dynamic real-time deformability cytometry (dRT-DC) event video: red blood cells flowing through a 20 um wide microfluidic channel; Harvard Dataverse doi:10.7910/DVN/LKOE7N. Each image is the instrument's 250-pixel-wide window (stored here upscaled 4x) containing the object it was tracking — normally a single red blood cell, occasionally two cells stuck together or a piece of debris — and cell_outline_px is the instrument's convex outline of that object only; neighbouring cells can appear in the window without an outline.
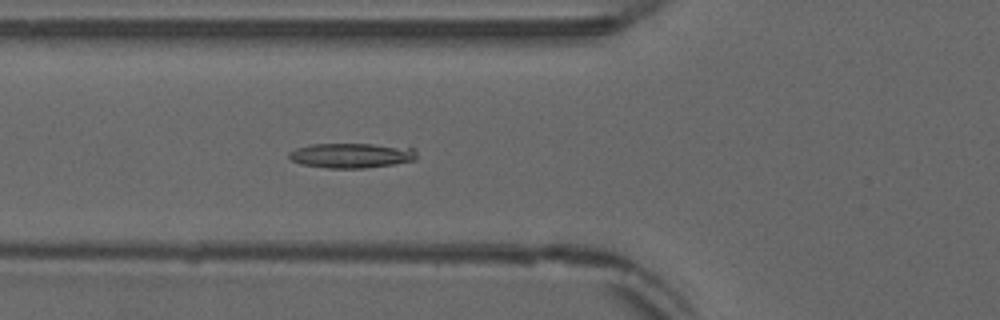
{"species": "common noctule bat (a hibernating species)", "species_latin": "Nyctalus noctula", "temperature_condition": "warm", "stored_images_in_passage": 43, "camera_frame_rate_fps": 3000, "um_per_image_px": 0.085, "animal": {"sex": "male", "forearm_length_mm": 52.5}, "frame": {"image": 1, "passage_image": 10, "time_ms": 3.0, "image_size_px": [1000, 320], "cell_outline_px": [[416, 160], [392, 164], [364, 168], [328, 168], [300, 164], [292, 160], [288, 156], [288, 152], [296, 148], [312, 144], [372, 144], [416, 148]], "centroid_in_image_um": [29.87, 13.21], "position_along_channel_um": 95.9, "area_um2": 18.5}}
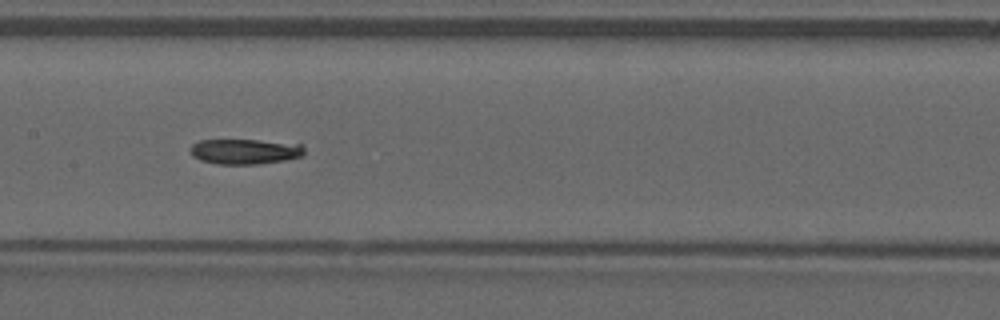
{"frame": {"image": 2, "passage_image": 17, "time_ms": 5.333, "image_size_px": [1000, 320], "cell_outline_px": [[304, 156], [284, 160], [256, 164], [216, 164], [200, 160], [192, 156], [188, 148], [192, 144], [200, 140], [256, 140], [300, 144], [304, 148]], "centroid_in_image_um": [20.77, 12.88], "position_along_channel_um": 186.6, "area_um2": 16.82}}
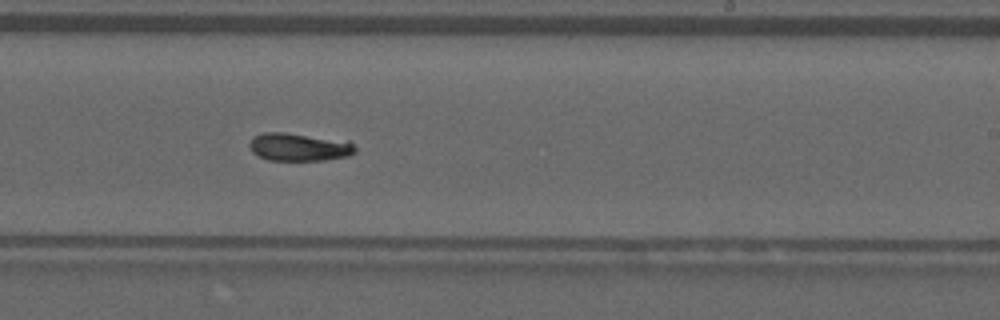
{"frame": {"image": 3, "passage_image": 23, "time_ms": 7.333, "image_size_px": [1000, 320], "cell_outline_px": [[356, 152], [348, 156], [324, 160], [268, 160], [252, 152], [248, 144], [252, 136], [264, 132], [284, 132], [348, 140], [356, 148]], "centroid_in_image_um": [25.41, 12.48], "position_along_channel_um": 263.6, "area_um2": 17.4}, "authors_computed_cell_mechanics": {"area_um2": 17.1666, "velocity_mm_per_s": 3.8724, "shape_relaxation_time_tau1_ms": null, "shape_relaxation_time_tau2_ms": 4.9231, "deformation_change_tau1": null, "deformation_change_tau2": 0.0835}}